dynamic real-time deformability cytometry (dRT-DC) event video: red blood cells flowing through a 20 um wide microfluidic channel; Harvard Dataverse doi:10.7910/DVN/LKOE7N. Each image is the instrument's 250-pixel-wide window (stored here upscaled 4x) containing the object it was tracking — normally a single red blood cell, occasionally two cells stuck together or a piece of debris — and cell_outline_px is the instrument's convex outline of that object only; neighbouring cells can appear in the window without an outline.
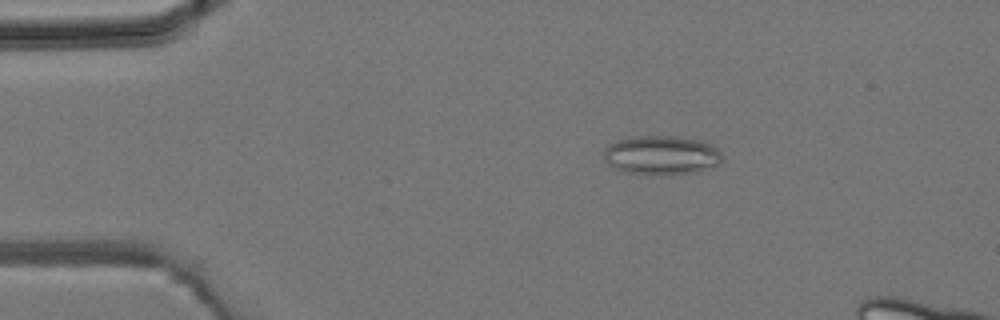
{"species": "common noctule bat (a hibernating species)", "species_latin": "Nyctalus noctula", "temperature_condition": "room temperature", "stored_images_in_passage": 42, "camera_frame_rate_fps": 3000, "um_per_image_px": 0.085, "animal": {"sex": "male", "body_mass_g": 19.2, "forearm_length_mm": 51.8}, "frame": {"image": 1, "passage_image": 7, "time_ms": 2.0, "image_size_px": [1000, 320], "cell_outline_px": [[724, 156], [716, 164], [696, 172], [660, 176], [628, 172], [616, 168], [608, 164], [604, 160], [604, 148], [608, 144], [632, 136], [676, 136], [700, 140], [716, 148]], "centroid_in_image_um": [56.19, 13.19], "position_along_channel_um": 28.8, "area_um2": 26.93}}
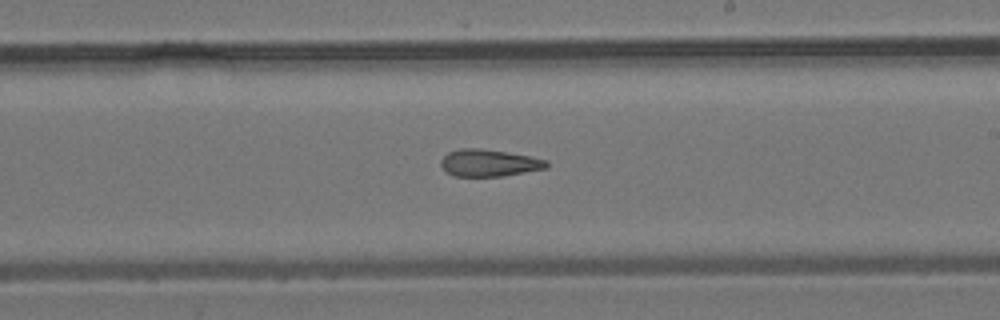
{"frame": {"image": 2, "passage_image": 25, "time_ms": 8.0, "image_size_px": [1000, 320], "cell_outline_px": [[548, 168], [504, 176], [456, 176], [448, 172], [440, 164], [440, 160], [448, 152], [460, 148], [480, 148], [528, 156], [548, 160]], "centroid_in_image_um": [41.58, 13.85], "position_along_channel_um": 247.4, "area_um2": 16.53}}
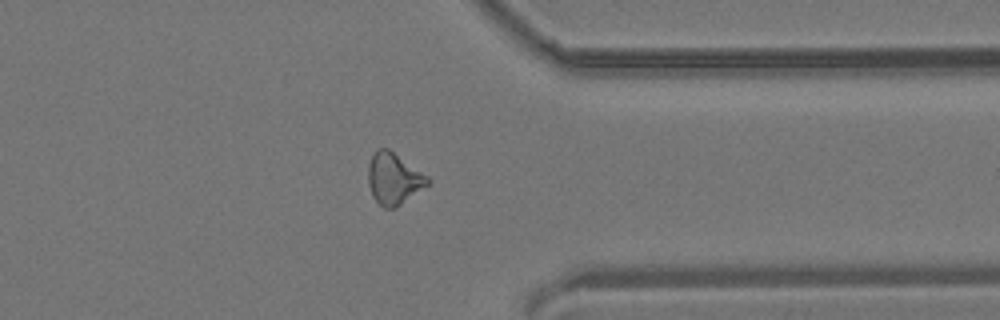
{"frame": {"image": 3, "passage_image": 34, "time_ms": 11.0, "image_size_px": [1000, 320], "cell_outline_px": [[432, 180], [428, 184], [396, 208], [384, 208], [372, 196], [368, 184], [368, 164], [376, 148], [388, 148], [428, 176]], "centroid_in_image_um": [33.45, 15.18], "position_along_channel_um": 377.9, "area_um2": 17.8}}